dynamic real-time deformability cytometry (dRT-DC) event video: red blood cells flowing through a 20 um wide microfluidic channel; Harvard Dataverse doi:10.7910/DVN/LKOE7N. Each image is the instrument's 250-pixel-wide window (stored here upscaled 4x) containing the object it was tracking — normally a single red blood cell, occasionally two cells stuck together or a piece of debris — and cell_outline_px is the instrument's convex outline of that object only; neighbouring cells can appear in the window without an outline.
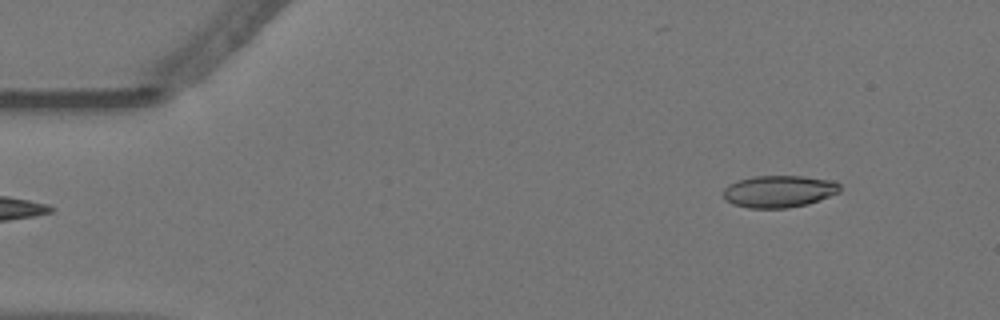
{"species": "Egyptian fruit bat (a non-hibernating species)", "species_latin": "Rousettus aegyptiacus", "temperature_condition": "warm", "stored_images_in_passage": 52, "camera_frame_rate_fps": 3000, "um_per_image_px": 0.085, "animal": {"sex": "female"}, "frame": {"image": 1, "passage_image": 1, "time_ms": 0.0, "image_size_px": [1000, 320], "cell_outline_px": [[840, 192], [808, 204], [784, 208], [748, 208], [732, 204], [724, 200], [724, 188], [728, 184], [736, 180], [756, 176], [804, 176], [836, 180], [840, 184]], "centroid_in_image_um": [66.21, 16.26], "position_along_channel_um": 18.8, "area_um2": 22.02}}
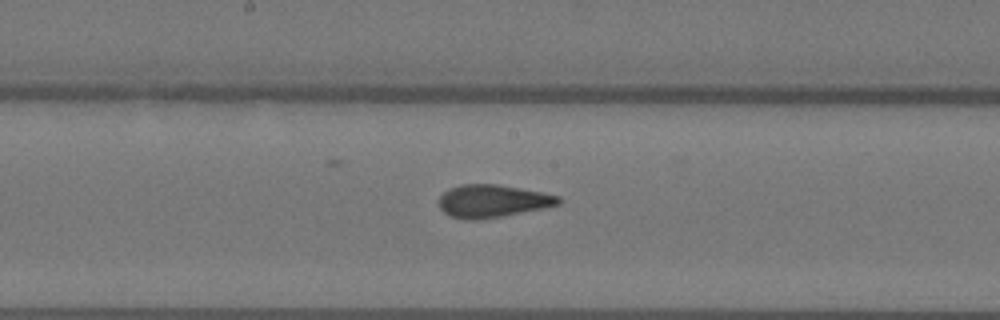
{"frame": {"image": 2, "passage_image": 24, "time_ms": 7.667, "image_size_px": [1000, 320], "cell_outline_px": [[560, 204], [500, 216], [472, 220], [464, 220], [452, 216], [444, 212], [440, 208], [440, 196], [448, 188], [460, 184], [496, 184], [540, 192], [560, 196]], "centroid_in_image_um": [41.81, 17.08], "position_along_channel_um": 206.4, "area_um2": 22.31}}
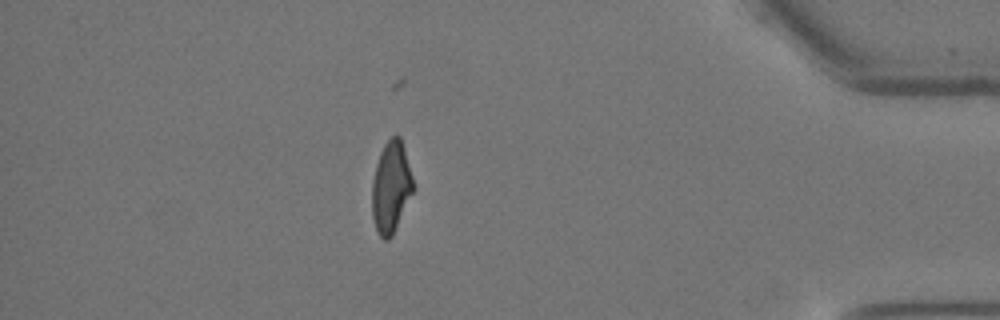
{"frame": {"image": 3, "passage_image": 44, "time_ms": 14.333, "image_size_px": [1000, 320], "cell_outline_px": [[416, 188], [392, 236], [388, 240], [384, 240], [380, 236], [376, 228], [372, 216], [372, 180], [376, 164], [380, 152], [384, 144], [392, 136], [400, 136]], "centroid_in_image_um": [33.25, 15.92], "position_along_channel_um": 402.0, "area_um2": 22.08}, "authors_computed_cell_mechanics": {"area_um2": 22.5998, "velocity_mm_per_s": 3.5835, "shape_relaxation_time_tau1_ms": 11.1352, "shape_relaxation_time_tau2_ms": 1.275, "deformation_change_tau1": 0.2598, "deformation_change_tau2": 0.0985}}